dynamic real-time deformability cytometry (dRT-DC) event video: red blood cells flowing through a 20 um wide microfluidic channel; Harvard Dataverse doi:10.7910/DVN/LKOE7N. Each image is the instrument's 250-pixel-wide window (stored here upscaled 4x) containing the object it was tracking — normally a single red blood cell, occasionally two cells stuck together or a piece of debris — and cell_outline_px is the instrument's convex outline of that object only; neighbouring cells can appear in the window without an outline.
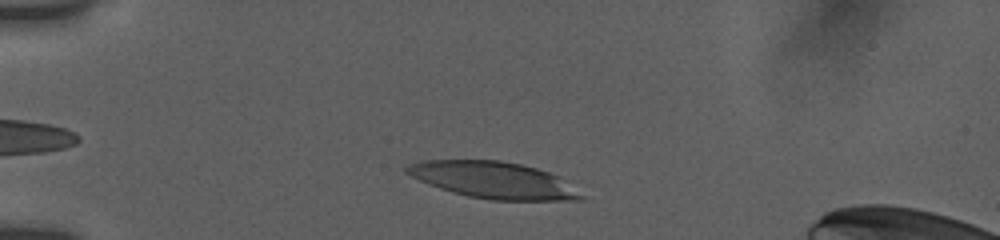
{"species": "human", "species_latin": "Homo sapiens", "temperature_condition": "room temperature", "stored_images_in_passage": 46, "camera_frame_rate_fps": 3000, "um_per_image_px": 0.085, "donor": {"sex": "female"}, "frame": {"image": 1, "passage_image": 7, "time_ms": 1.667, "image_size_px": [1000, 240], "cell_outline_px": [[584, 200], [492, 200], [468, 196], [452, 192], [428, 184], [404, 172], [404, 168], [408, 164], [420, 160], [500, 160], [520, 164], [536, 168], [560, 176], [584, 196]], "centroid_in_image_um": [41.93, 15.3], "position_along_channel_um": 43.1, "area_um2": 37.17}}
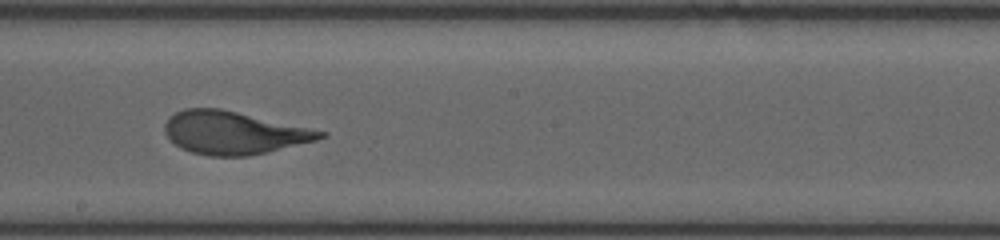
{"frame": {"image": 2, "passage_image": 30, "time_ms": 7.667, "image_size_px": [1000, 240], "cell_outline_px": [[328, 136], [316, 140], [248, 156], [208, 156], [192, 152], [180, 148], [164, 132], [164, 124], [168, 116], [184, 108], [220, 108], [328, 132]], "centroid_in_image_um": [19.83, 11.27], "position_along_channel_um": 228.4, "area_um2": 38.61}}
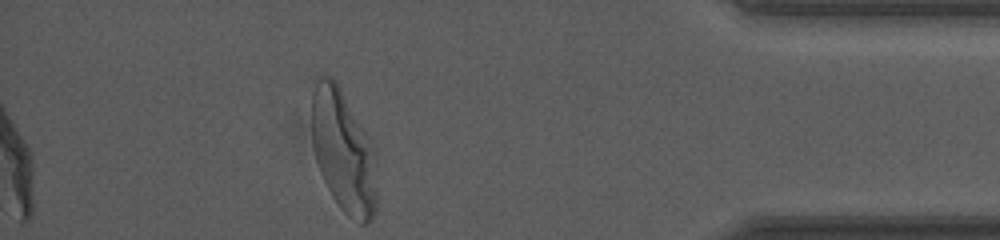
{"frame": {"image": 3, "passage_image": 46, "time_ms": 13.333, "image_size_px": [1000, 240], "cell_outline_px": [[376, 212], [368, 224], [360, 224], [348, 216], [340, 208], [332, 196], [324, 180], [316, 160], [312, 144], [312, 92], [316, 76], [328, 76], [336, 80], [376, 148]], "centroid_in_image_um": [29.21, 12.85], "position_along_channel_um": 406.0, "area_um2": 47.16}, "authors_computed_cell_mechanics": {"area_um2": 38.6682, "velocity_mm_per_s": 3.7842, "shape_relaxation_time_tau1_ms": 3.7976, "shape_relaxation_time_tau2_ms": 0.8083, "deformation_change_tau1": 0.2093, "deformation_change_tau2": 0.08}}